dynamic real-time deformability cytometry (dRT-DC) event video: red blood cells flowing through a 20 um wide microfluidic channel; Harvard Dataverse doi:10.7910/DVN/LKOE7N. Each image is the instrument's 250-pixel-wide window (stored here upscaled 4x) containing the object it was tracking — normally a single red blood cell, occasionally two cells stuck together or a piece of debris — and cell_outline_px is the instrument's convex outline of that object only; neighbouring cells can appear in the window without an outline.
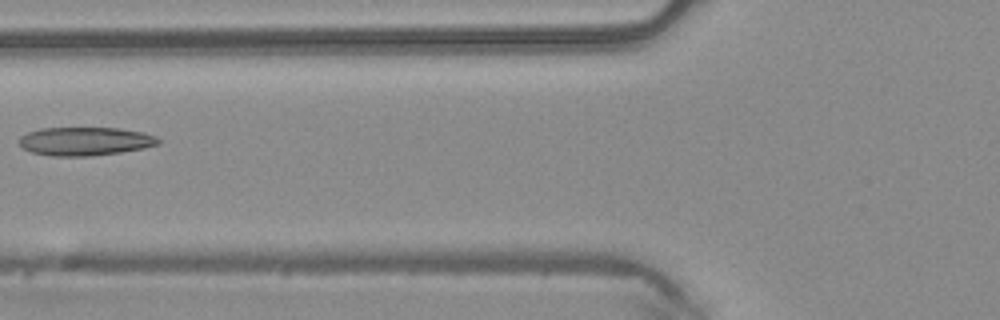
{"species": "common noctule bat (a hibernating species)", "species_latin": "Nyctalus noctula", "temperature_condition": "warm", "stored_images_in_passage": 5, "camera_frame_rate_fps": 3000, "um_per_image_px": 0.085, "animal": {"sex": "male", "body_mass_g": 20.4}, "frame": {"image": 1, "passage_image": 4, "time_ms": 1.0, "image_size_px": [1000, 320], "cell_outline_px": [[160, 144], [144, 148], [120, 152], [92, 156], [52, 156], [32, 152], [24, 148], [16, 140], [20, 136], [28, 132], [40, 128], [120, 128], [144, 132], [156, 136], [160, 140]], "centroid_in_image_um": [7.24, 12.0], "position_along_channel_um": 118.6, "area_um2": 23.24}}
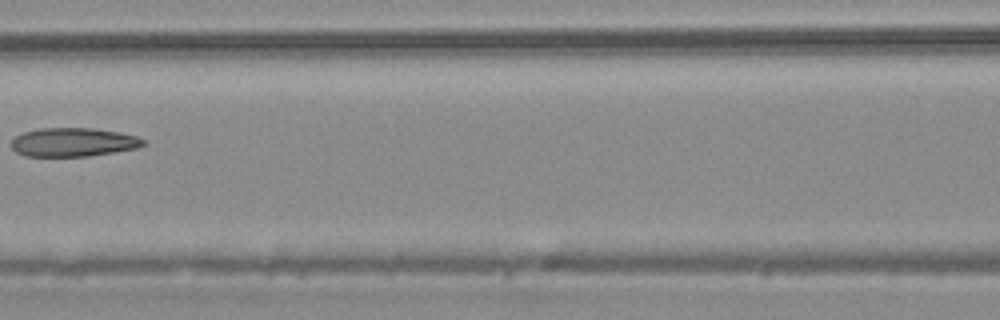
{"frame": {"image": 2, "passage_image": 5, "time_ms": 1.333, "image_size_px": [1000, 320], "cell_outline_px": [[148, 144], [136, 148], [88, 156], [24, 156], [16, 152], [12, 148], [12, 140], [16, 136], [24, 132], [40, 128], [92, 128], [120, 132], [136, 136], [144, 140]], "centroid_in_image_um": [6.23, 12.08], "position_along_channel_um": 160.4, "area_um2": 22.02}}